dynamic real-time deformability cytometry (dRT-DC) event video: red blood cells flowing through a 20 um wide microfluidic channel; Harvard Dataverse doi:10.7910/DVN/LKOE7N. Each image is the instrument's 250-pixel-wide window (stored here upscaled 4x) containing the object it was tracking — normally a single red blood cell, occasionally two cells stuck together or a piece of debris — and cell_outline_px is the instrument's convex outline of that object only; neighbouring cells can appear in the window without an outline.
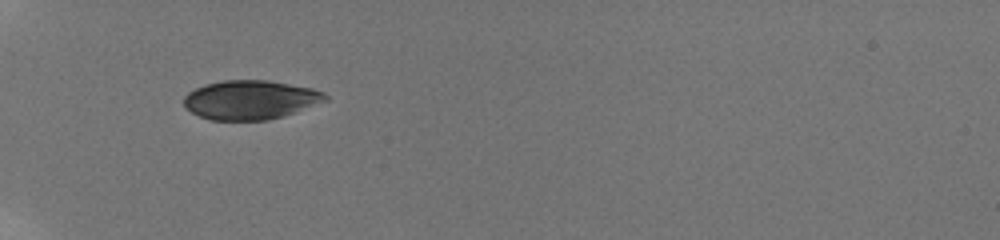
{"species": "human", "species_latin": "Homo sapiens", "temperature_condition": "room temperature", "stored_images_in_passage": 30, "camera_frame_rate_fps": 3000, "um_per_image_px": 0.085, "donor": {"sex": "male"}, "frame": {"image": 1, "passage_image": 1, "time_ms": 0.0, "image_size_px": [1000, 240], "cell_outline_px": [[328, 100], [296, 112], [284, 116], [268, 120], [212, 120], [200, 116], [184, 108], [184, 96], [188, 92], [204, 84], [224, 80], [268, 80], [312, 88], [324, 92], [328, 96]], "centroid_in_image_um": [21.29, 8.48], "position_along_channel_um": 63.7, "area_um2": 32.37}}
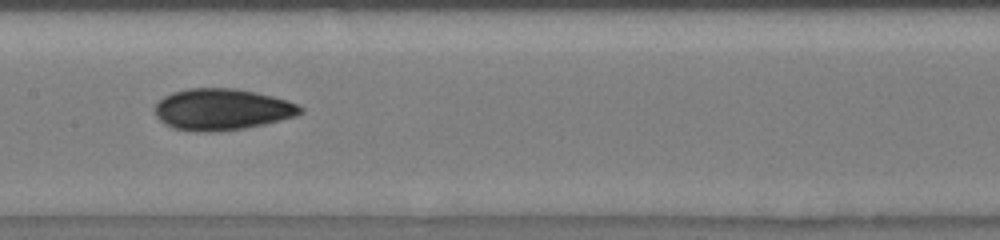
{"frame": {"image": 2, "passage_image": 11, "time_ms": 3.667, "image_size_px": [1000, 240], "cell_outline_px": [[304, 112], [296, 116], [264, 124], [244, 128], [212, 132], [196, 132], [172, 128], [164, 124], [156, 116], [156, 104], [164, 96], [172, 92], [188, 88], [236, 88], [256, 92], [288, 100], [300, 104], [304, 108]], "centroid_in_image_um": [18.89, 9.3], "position_along_channel_um": 188.5, "area_um2": 35.37}}
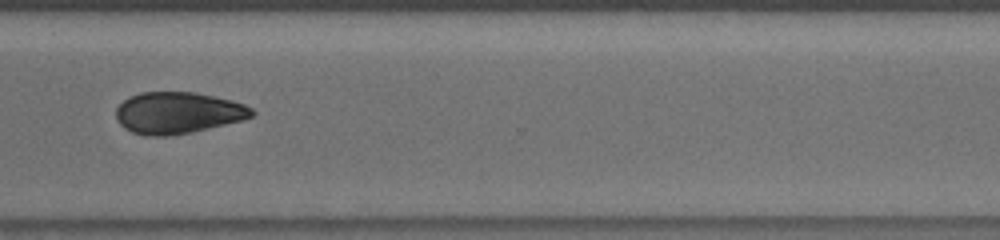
{"frame": {"image": 3, "passage_image": 22, "time_ms": 8.0, "image_size_px": [1000, 240], "cell_outline_px": [[256, 112], [252, 116], [244, 120], [192, 132], [168, 136], [144, 136], [132, 132], [124, 128], [116, 120], [116, 108], [128, 96], [140, 92], [196, 92], [232, 100], [244, 104], [252, 108]], "centroid_in_image_um": [15.11, 9.59], "position_along_channel_um": 355.5, "area_um2": 33.23}, "authors_computed_cell_mechanics": {"area_um2": 33.8997, "velocity_mm_per_s": 3.8529, "shape_relaxation_time_tau1_ms": 3.0865, "shape_relaxation_time_tau2_ms": null, "deformation_change_tau1": 0.0594, "deformation_change_tau2": null}}